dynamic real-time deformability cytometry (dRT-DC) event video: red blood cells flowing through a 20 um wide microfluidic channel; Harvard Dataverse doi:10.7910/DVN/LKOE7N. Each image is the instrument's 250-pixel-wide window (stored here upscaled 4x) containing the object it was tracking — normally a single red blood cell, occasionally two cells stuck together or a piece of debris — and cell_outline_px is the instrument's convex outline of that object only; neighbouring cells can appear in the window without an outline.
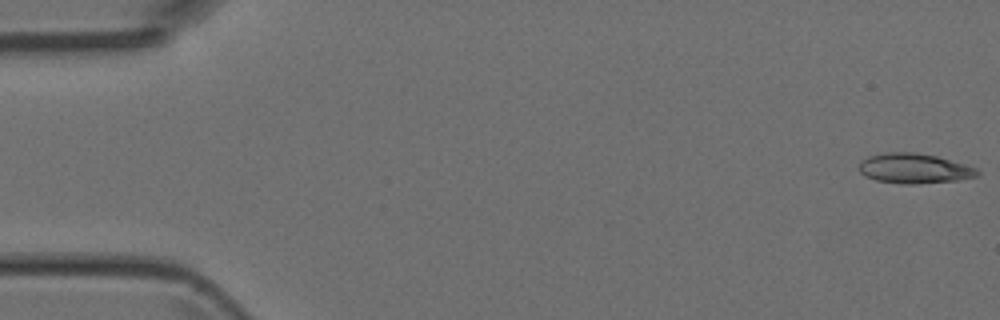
{"species": "Egyptian fruit bat (a non-hibernating species)", "species_latin": "Rousettus aegyptiacus", "temperature_condition": "room temperature", "stored_images_in_passage": 48, "camera_frame_rate_fps": 3000, "um_per_image_px": 0.085, "animal": {"sex": "female"}, "frame": {"image": 1, "passage_image": 1, "time_ms": 0.0, "image_size_px": [1000, 320], "cell_outline_px": [[980, 172], [976, 176], [956, 180], [912, 184], [904, 184], [876, 180], [860, 172], [860, 160], [868, 156], [884, 152], [916, 152], [936, 156], [964, 164], [976, 168]], "centroid_in_image_um": [77.68, 14.3], "position_along_channel_um": 7.3, "area_um2": 20.4}}
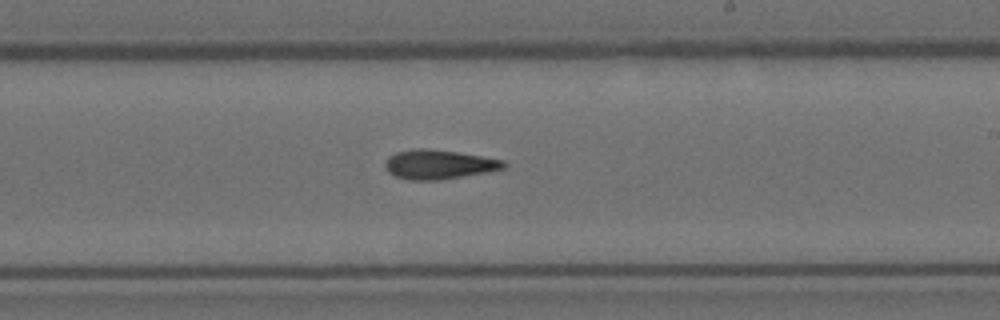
{"frame": {"image": 2, "passage_image": 28, "time_ms": 9.0, "image_size_px": [1000, 320], "cell_outline_px": [[508, 164], [504, 168], [484, 172], [440, 180], [408, 180], [396, 176], [388, 172], [384, 168], [384, 164], [388, 156], [396, 152], [412, 148], [428, 148], [456, 152], [504, 160]], "centroid_in_image_um": [37.24, 13.97], "position_along_channel_um": 251.8, "area_um2": 20.23}}
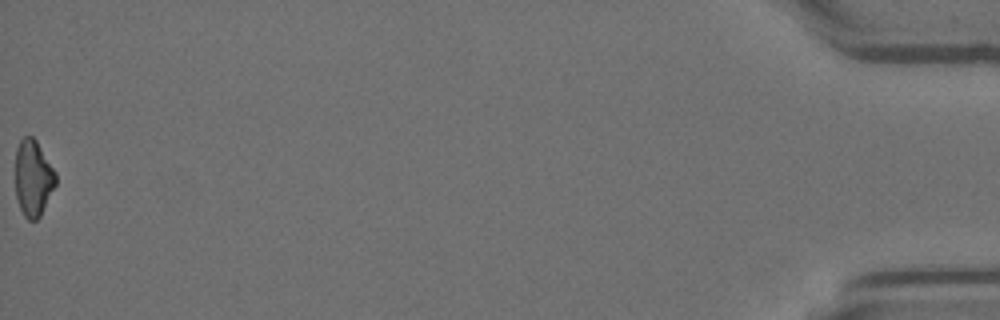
{"frame": {"image": 3, "passage_image": 48, "time_ms": 15.667, "image_size_px": [1000, 320], "cell_outline_px": [[56, 184], [40, 216], [36, 220], [28, 220], [24, 216], [20, 208], [16, 196], [16, 148], [20, 140], [24, 136], [32, 136], [36, 140], [56, 172]], "centroid_in_image_um": [2.82, 15.13], "position_along_channel_um": 432.4, "area_um2": 17.86}}